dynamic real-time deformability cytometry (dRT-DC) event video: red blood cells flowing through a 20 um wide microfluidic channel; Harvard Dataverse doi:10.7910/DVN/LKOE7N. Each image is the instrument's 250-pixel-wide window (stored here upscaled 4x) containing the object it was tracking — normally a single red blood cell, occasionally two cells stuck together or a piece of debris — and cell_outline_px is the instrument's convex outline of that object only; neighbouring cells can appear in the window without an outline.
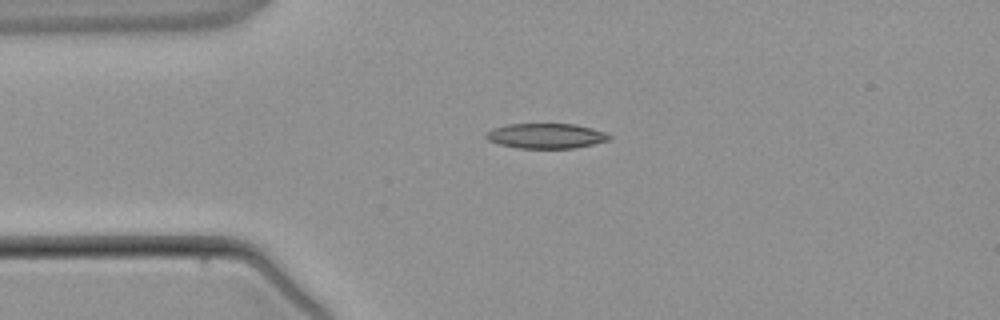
{"species": "common noctule bat (a hibernating species)", "species_latin": "Nyctalus noctula", "temperature_condition": "warm", "stored_images_in_passage": 1, "camera_frame_rate_fps": 3000, "um_per_image_px": 0.085, "animal": {"sex": "male", "body_mass_g": 21.5, "forearm_length_mm": 52.0}, "frame": {"image": 1, "passage_image": 1, "time_ms": 0.0, "image_size_px": [1000, 320], "cell_outline_px": [[612, 136], [608, 140], [576, 148], [520, 148], [500, 144], [488, 140], [484, 136], [484, 132], [492, 128], [508, 124], [576, 124], [592, 128], [604, 132]], "centroid_in_image_um": [46.38, 11.54], "position_along_channel_um": 38.6, "area_um2": 17.98}}